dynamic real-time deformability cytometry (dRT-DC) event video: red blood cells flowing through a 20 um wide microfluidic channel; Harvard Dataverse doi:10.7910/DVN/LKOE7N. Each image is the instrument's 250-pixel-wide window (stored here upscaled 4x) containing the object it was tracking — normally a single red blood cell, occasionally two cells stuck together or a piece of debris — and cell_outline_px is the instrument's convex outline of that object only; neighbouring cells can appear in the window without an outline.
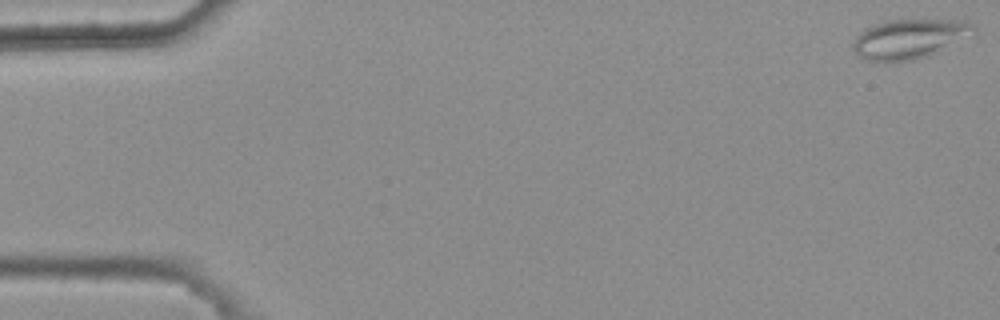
{"species": "common noctule bat (a hibernating species)", "species_latin": "Nyctalus noctula", "temperature_condition": "warm", "stored_images_in_passage": 49, "camera_frame_rate_fps": 3000, "um_per_image_px": 0.085, "animal": {"sex": "female", "body_mass_g": 25.1}, "frame": {"image": 1, "passage_image": 1, "time_ms": 0.0, "image_size_px": [1000, 320], "cell_outline_px": [[976, 32], [928, 56], [916, 60], [864, 60], [852, 48], [852, 44], [856, 36], [864, 28], [888, 20], [964, 20], [976, 24]], "centroid_in_image_um": [77.31, 3.28], "position_along_channel_um": 7.7, "area_um2": 27.46}}
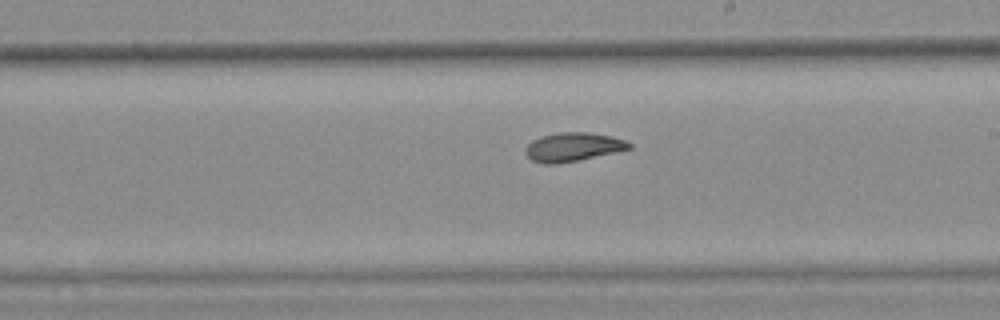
{"frame": {"image": 2, "passage_image": 31, "time_ms": 10.0, "image_size_px": [1000, 320], "cell_outline_px": [[632, 148], [576, 160], [556, 164], [544, 164], [532, 160], [524, 152], [524, 148], [532, 140], [540, 136], [560, 132], [588, 132], [612, 136], [624, 140], [632, 144]], "centroid_in_image_um": [48.66, 12.48], "position_along_channel_um": 240.3, "area_um2": 17.22}}
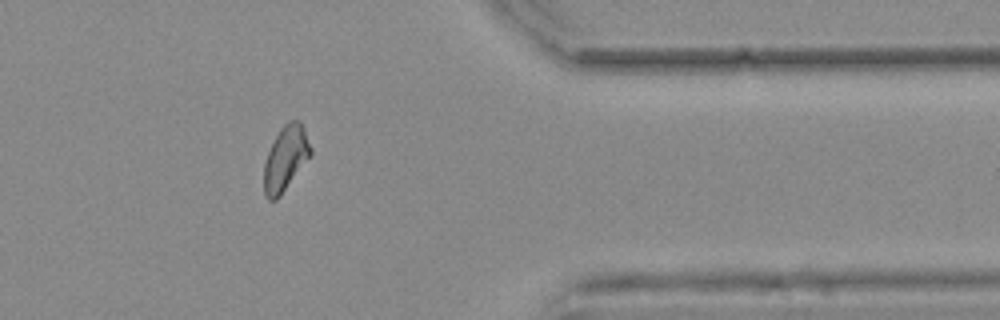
{"frame": {"image": 3, "passage_image": 44, "time_ms": 14.333, "image_size_px": [1000, 320], "cell_outline_px": [[312, 156], [280, 196], [276, 200], [268, 200], [264, 196], [264, 164], [268, 152], [280, 128], [288, 120], [300, 120], [304, 128], [312, 148]], "centroid_in_image_um": [24.3, 13.47], "position_along_channel_um": 387.1, "area_um2": 17.86}, "authors_computed_cell_mechanics": {"area_um2": 17.8024, "velocity_mm_per_s": 3.788, "shape_relaxation_time_tau1_ms": null, "shape_relaxation_time_tau2_ms": 2.951, "deformation_change_tau1": null, "deformation_change_tau2": 0.0886}}